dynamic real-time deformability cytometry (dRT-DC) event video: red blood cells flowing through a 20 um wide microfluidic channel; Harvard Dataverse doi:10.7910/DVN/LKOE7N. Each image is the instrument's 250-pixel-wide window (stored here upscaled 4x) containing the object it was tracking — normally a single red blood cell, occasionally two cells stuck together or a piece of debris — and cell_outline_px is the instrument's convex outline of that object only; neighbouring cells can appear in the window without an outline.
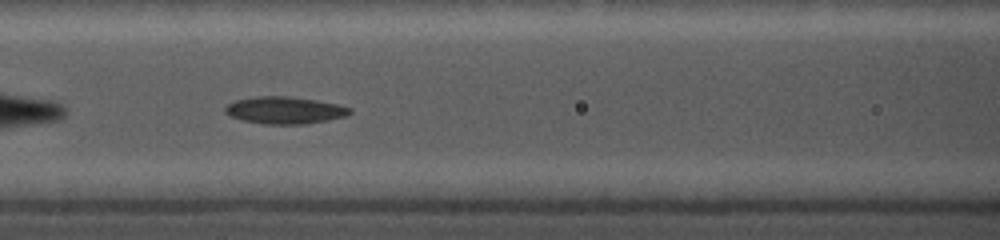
{"species": "common noctule bat (a hibernating species)", "species_latin": "Nyctalus noctula", "temperature_condition": "cold", "stored_images_in_passage": 52, "camera_frame_rate_fps": 5000, "um_per_image_px": 0.085, "animal": {"sex": "female", "body_mass_g": 19.0, "forearm_length_mm": 56.7}, "frame": {"image": 1, "passage_image": 17, "time_ms": 2.8, "image_size_px": [1000, 240], "cell_outline_px": [[352, 112], [344, 116], [328, 120], [308, 124], [264, 124], [244, 120], [228, 116], [224, 112], [224, 108], [228, 104], [236, 100], [256, 96], [288, 96], [316, 100], [336, 104], [352, 108]], "centroid_in_image_um": [24.18, 9.37], "position_along_channel_um": 142.4, "area_um2": 19.71}}
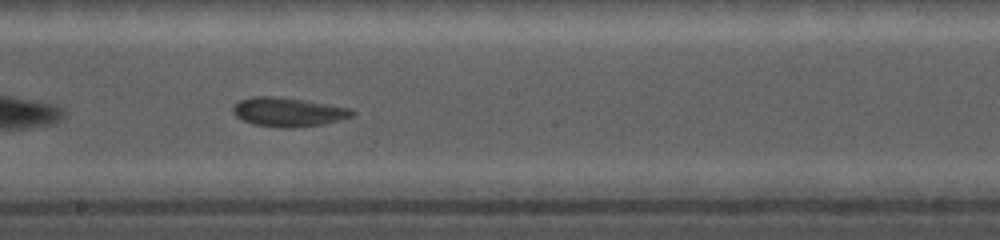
{"frame": {"image": 2, "passage_image": 29, "time_ms": 5.0, "image_size_px": [1000, 240], "cell_outline_px": [[356, 112], [352, 116], [340, 120], [324, 124], [288, 128], [280, 128], [252, 124], [236, 116], [232, 112], [232, 108], [240, 100], [252, 96], [280, 96], [352, 108]], "centroid_in_image_um": [24.51, 9.52], "position_along_channel_um": 223.7, "area_um2": 20.29}}
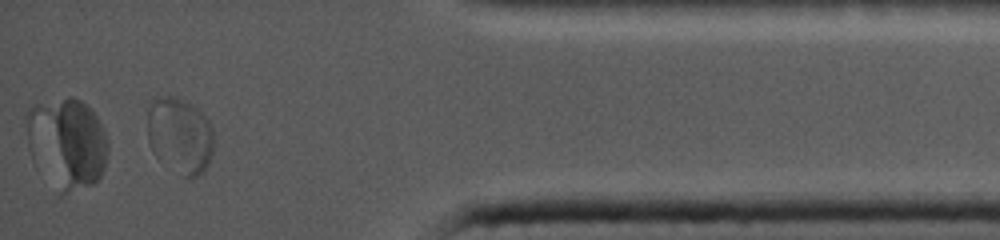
{"frame": {"image": 3, "passage_image": 52, "time_ms": 10.8, "image_size_px": [1000, 240], "cell_outline_px": [[212, 152], [208, 164], [196, 176], [184, 176], [160, 160], [152, 152], [148, 140], [148, 104], [156, 96], [172, 96], [192, 104], [208, 120], [212, 128]], "centroid_in_image_um": [15.25, 11.47], "position_along_channel_um": 420.0, "area_um2": 29.07}}